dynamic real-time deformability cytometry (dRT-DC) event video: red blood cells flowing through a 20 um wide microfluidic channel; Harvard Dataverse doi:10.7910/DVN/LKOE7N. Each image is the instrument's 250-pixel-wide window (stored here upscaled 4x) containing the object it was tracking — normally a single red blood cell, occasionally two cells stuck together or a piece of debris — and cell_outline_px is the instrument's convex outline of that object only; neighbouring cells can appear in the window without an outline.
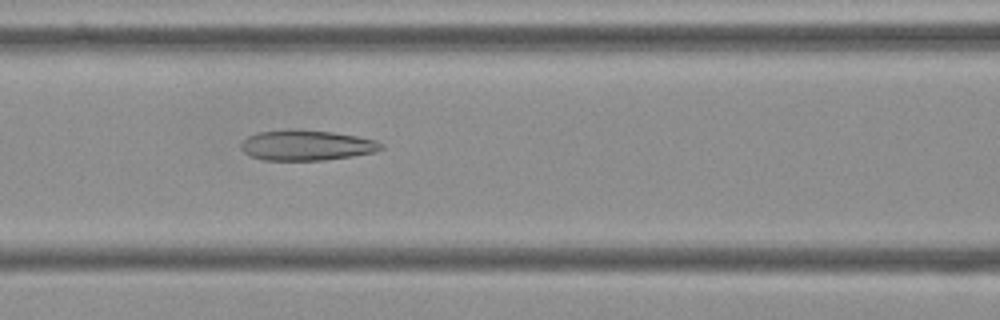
{"species": "Egyptian fruit bat (a non-hibernating species)", "species_latin": "Rousettus aegyptiacus", "temperature_condition": "cold", "stored_images_in_passage": 55, "camera_frame_rate_fps": 3000, "um_per_image_px": 0.085, "frame": {"image": 1, "passage_image": 23, "time_ms": 7.333, "image_size_px": [1000, 320], "cell_outline_px": [[384, 148], [376, 152], [352, 156], [324, 160], [264, 160], [252, 156], [244, 152], [240, 148], [240, 144], [248, 136], [256, 132], [332, 132], [356, 136], [376, 140], [384, 144]], "centroid_in_image_um": [26.11, 12.39], "position_along_channel_um": 140.5, "area_um2": 23.93}}
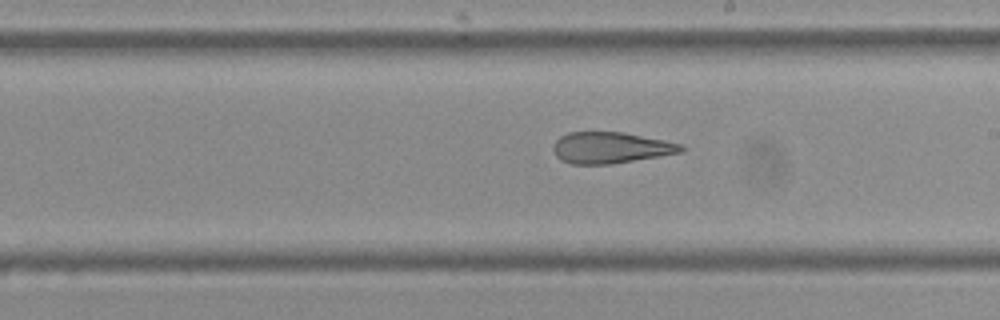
{"frame": {"image": 2, "passage_image": 31, "time_ms": 10.0, "image_size_px": [1000, 320], "cell_outline_px": [[684, 148], [680, 152], [660, 156], [612, 164], [572, 164], [560, 160], [556, 156], [552, 148], [552, 144], [560, 136], [568, 132], [624, 132], [664, 140], [680, 144]], "centroid_in_image_um": [51.85, 12.55], "position_along_channel_um": 237.2, "area_um2": 23.29}}
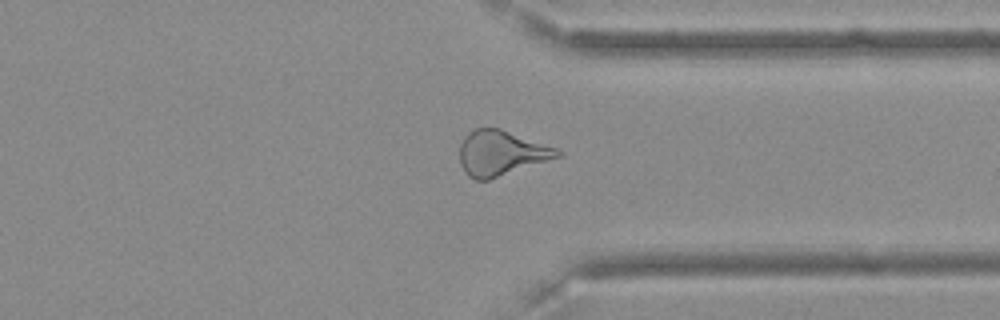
{"frame": {"image": 3, "passage_image": 42, "time_ms": 13.667, "image_size_px": [1000, 320], "cell_outline_px": [[564, 156], [488, 180], [476, 180], [468, 176], [464, 172], [460, 164], [460, 144], [464, 136], [468, 132], [476, 128], [500, 128], [556, 148], [564, 152]], "centroid_in_image_um": [42.6, 13.02], "position_along_channel_um": 368.8, "area_um2": 25.89}, "authors_computed_cell_mechanics": {"area_um2": 27.3394, "velocity_mm_per_s": 3.6257, "shape_relaxation_time_tau1_ms": null, "shape_relaxation_time_tau2_ms": 3.4118, "deformation_change_tau1": null, "deformation_change_tau2": 0.1407}}